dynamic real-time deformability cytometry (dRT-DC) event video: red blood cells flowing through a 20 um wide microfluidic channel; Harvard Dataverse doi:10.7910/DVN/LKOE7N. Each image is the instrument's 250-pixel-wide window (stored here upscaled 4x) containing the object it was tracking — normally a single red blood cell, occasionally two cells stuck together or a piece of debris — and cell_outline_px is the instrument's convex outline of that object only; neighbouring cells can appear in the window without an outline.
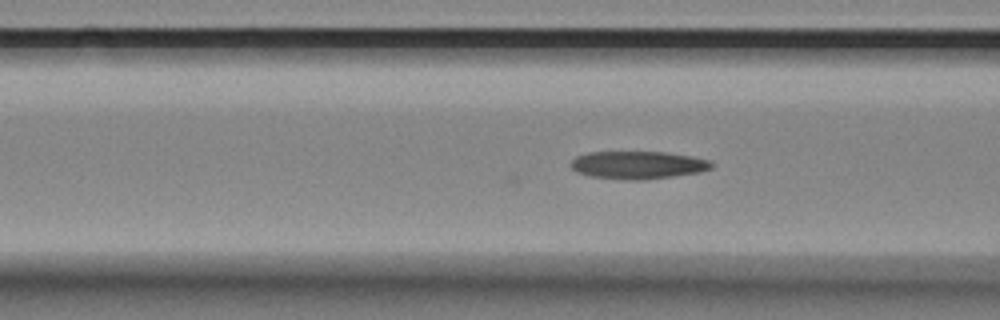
{"species": "Egyptian fruit bat (a non-hibernating species)", "species_latin": "Rousettus aegyptiacus", "temperature_condition": "room temperature", "stored_images_in_passage": 10, "camera_frame_rate_fps": 3000, "um_per_image_px": 0.085, "animal": {"sex": "female"}, "frame": {"image": 1, "passage_image": 5, "time_ms": 1.333, "image_size_px": [1000, 320], "cell_outline_px": [[712, 168], [700, 172], [644, 180], [628, 180], [588, 176], [576, 172], [568, 164], [576, 156], [588, 152], [664, 152], [692, 156], [712, 160]], "centroid_in_image_um": [54.2, 14.02], "position_along_channel_um": 112.4, "area_um2": 22.95}}
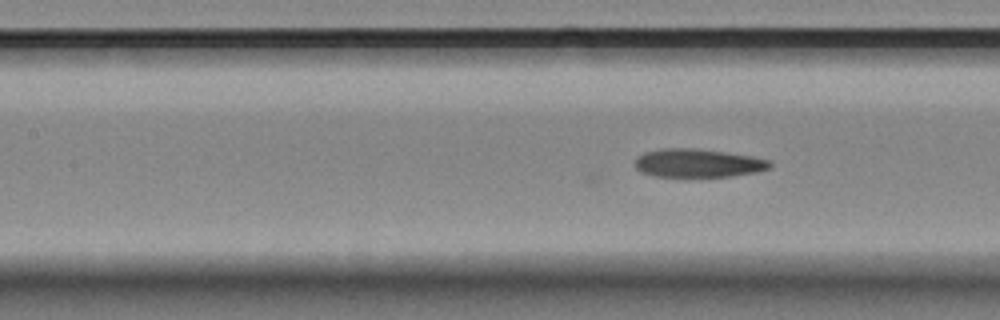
{"frame": {"image": 2, "passage_image": 8, "time_ms": 2.333, "image_size_px": [1000, 320], "cell_outline_px": [[772, 168], [760, 172], [732, 176], [652, 176], [640, 172], [632, 164], [636, 156], [644, 152], [664, 148], [692, 148], [724, 152], [752, 156], [768, 160], [772, 164]], "centroid_in_image_um": [59.3, 13.86], "position_along_channel_um": 148.1, "area_um2": 22.54}}